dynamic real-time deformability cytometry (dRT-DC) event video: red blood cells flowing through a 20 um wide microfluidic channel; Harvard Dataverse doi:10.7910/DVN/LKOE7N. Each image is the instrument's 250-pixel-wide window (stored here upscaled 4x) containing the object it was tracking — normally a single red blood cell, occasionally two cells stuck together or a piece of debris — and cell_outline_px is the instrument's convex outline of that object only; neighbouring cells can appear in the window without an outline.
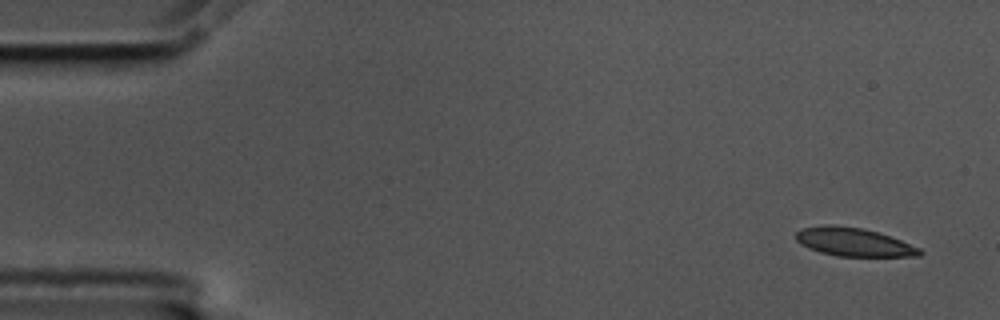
{"species": "common noctule bat (a hibernating species)", "species_latin": "Nyctalus noctula", "temperature_condition": "cold", "stored_images_in_passage": 4, "camera_frame_rate_fps": 3000, "um_per_image_px": 0.085, "animal": {"sex": "male", "body_mass_g": 17.5, "forearm_length_mm": 52.3}, "frame": {"image": 1, "passage_image": 1, "time_ms": 0.0, "image_size_px": [1000, 320], "cell_outline_px": [[924, 252], [920, 256], [836, 256], [820, 252], [808, 248], [800, 244], [796, 240], [796, 232], [800, 228], [824, 224], [832, 224], [864, 228], [880, 232], [920, 248]], "centroid_in_image_um": [72.54, 20.56], "position_along_channel_um": 12.5, "area_um2": 20.75}}